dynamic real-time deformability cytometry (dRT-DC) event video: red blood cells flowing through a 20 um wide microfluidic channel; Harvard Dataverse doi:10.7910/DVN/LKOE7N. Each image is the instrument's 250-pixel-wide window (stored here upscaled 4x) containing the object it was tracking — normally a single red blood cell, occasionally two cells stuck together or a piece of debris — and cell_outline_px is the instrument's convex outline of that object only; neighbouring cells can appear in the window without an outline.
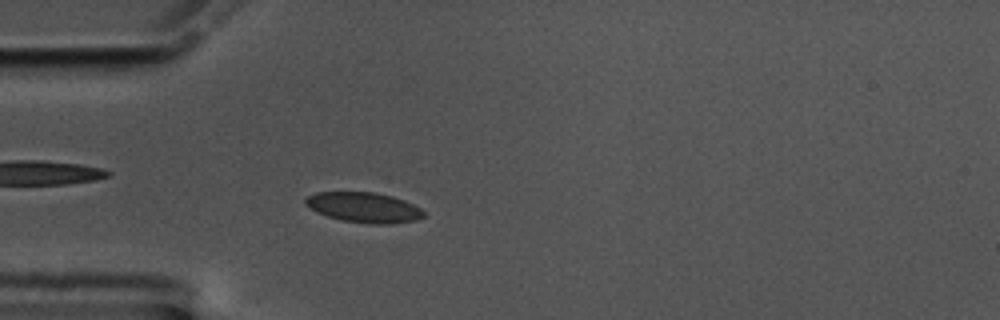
{"species": "common noctule bat (a hibernating species)", "species_latin": "Nyctalus noctula", "temperature_condition": "cold", "stored_images_in_passage": 56, "camera_frame_rate_fps": 3000, "um_per_image_px": 0.085, "animal": {"sex": "male", "body_mass_g": 17.5, "forearm_length_mm": 52.3}, "frame": {"image": 1, "passage_image": 14, "time_ms": 4.333, "image_size_px": [1000, 320], "cell_outline_px": [[424, 216], [416, 220], [392, 224], [372, 224], [344, 220], [328, 216], [316, 212], [304, 204], [304, 200], [308, 196], [316, 192], [376, 192], [392, 196], [404, 200], [420, 208], [424, 212]], "centroid_in_image_um": [30.93, 17.62], "position_along_channel_um": 54.1, "area_um2": 20.75}}
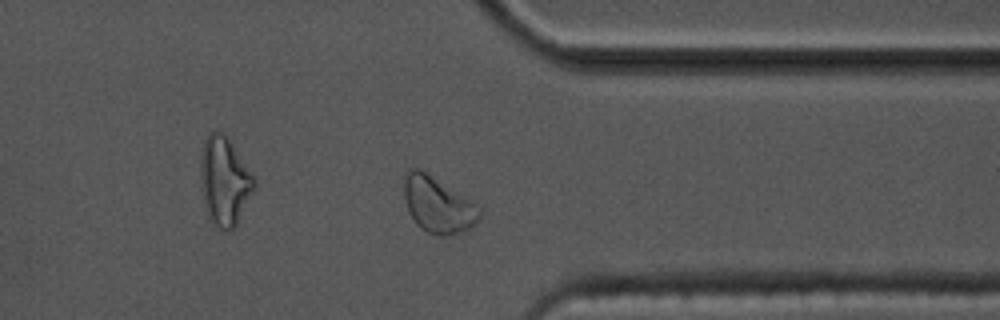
{"frame": {"image": 2, "passage_image": 43, "time_ms": 14.0, "image_size_px": [1000, 320], "cell_outline_px": [[480, 216], [468, 228], [460, 232], [448, 236], [444, 236], [428, 232], [420, 228], [416, 224], [408, 212], [404, 196], [404, 176], [412, 168], [420, 168], [472, 200], [480, 208]], "centroid_in_image_um": [37.19, 17.39], "position_along_channel_um": 374.2, "area_um2": 24.45}}
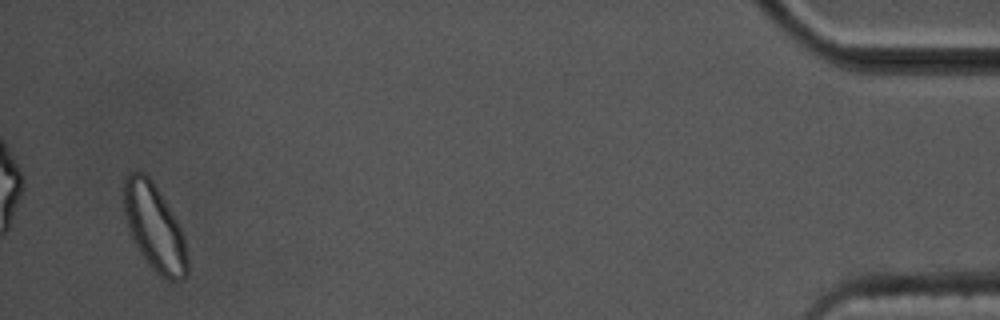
{"frame": {"image": 3, "passage_image": 54, "time_ms": 17.667, "image_size_px": [1000, 320], "cell_outline_px": [[188, 276], [180, 280], [168, 280], [160, 276], [144, 260], [132, 236], [124, 212], [124, 176], [132, 172], [144, 172], [152, 180], [176, 220], [184, 236], [188, 256]], "centroid_in_image_um": [13.14, 19.36], "position_along_channel_um": 422.1, "area_um2": 31.73}, "authors_computed_cell_mechanics": {"area_um2": 20.7213, "velocity_mm_per_s": 3.421, "shape_relaxation_time_tau1_ms": 1.6205, "shape_relaxation_time_tau2_ms": null, "deformation_change_tau1": 0.0593, "deformation_change_tau2": null}}